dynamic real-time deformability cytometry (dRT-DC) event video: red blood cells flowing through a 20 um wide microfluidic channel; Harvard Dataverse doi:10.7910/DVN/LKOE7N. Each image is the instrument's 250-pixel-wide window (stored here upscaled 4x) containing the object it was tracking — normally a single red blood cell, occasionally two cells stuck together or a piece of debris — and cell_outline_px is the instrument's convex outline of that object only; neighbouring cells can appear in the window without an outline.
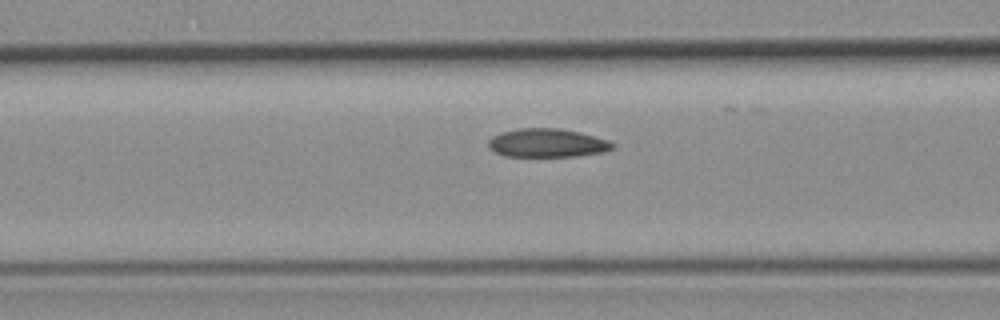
{"species": "common noctule bat (a hibernating species)", "species_latin": "Nyctalus noctula", "temperature_condition": "room temperature", "stored_images_in_passage": 7, "camera_frame_rate_fps": 3000, "um_per_image_px": 0.085, "animal": {"sex": "female", "body_mass_g": 19.3, "forearm_length_mm": 54.1}, "frame": {"image": 1, "passage_image": 7, "time_ms": 8.0, "image_size_px": [1000, 320], "cell_outline_px": [[616, 148], [604, 152], [576, 156], [504, 156], [488, 148], [488, 140], [492, 136], [500, 132], [520, 128], [560, 128], [580, 132], [608, 140], [616, 144]], "centroid_in_image_um": [46.53, 12.15], "position_along_channel_um": 120.1, "area_um2": 20.87}}